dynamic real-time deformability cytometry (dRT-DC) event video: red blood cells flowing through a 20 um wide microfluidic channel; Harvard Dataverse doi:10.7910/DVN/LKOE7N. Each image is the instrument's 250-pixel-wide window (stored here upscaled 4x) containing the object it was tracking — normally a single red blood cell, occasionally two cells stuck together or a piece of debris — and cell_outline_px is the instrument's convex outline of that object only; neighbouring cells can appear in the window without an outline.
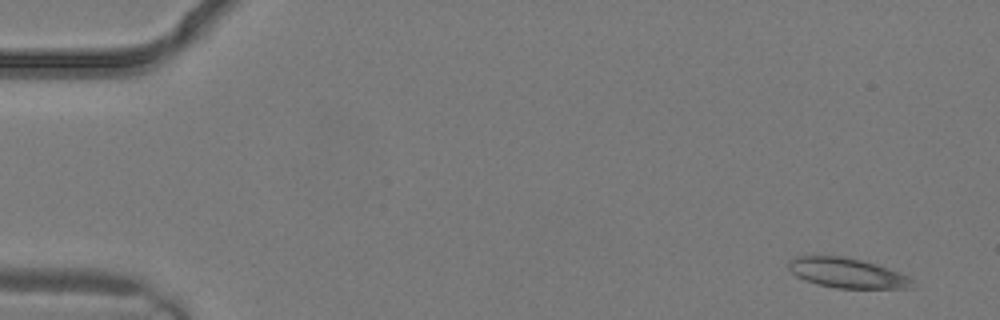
{"species": "common noctule bat (a hibernating species)", "species_latin": "Nyctalus noctula", "temperature_condition": "warm", "stored_images_in_passage": 3, "camera_frame_rate_fps": 3000, "um_per_image_px": 0.085, "animal": {"sex": "male", "body_mass_g": 19.2, "forearm_length_mm": 51.8}, "frame": {"image": 1, "passage_image": 1, "time_ms": 0.0, "image_size_px": [1000, 320], "cell_outline_px": [[916, 288], [836, 288], [816, 284], [804, 280], [796, 276], [788, 268], [788, 260], [796, 256], [844, 256], [876, 264], [900, 272], [916, 280]], "centroid_in_image_um": [72.04, 23.21], "position_along_channel_um": 13.0, "area_um2": 21.85}}